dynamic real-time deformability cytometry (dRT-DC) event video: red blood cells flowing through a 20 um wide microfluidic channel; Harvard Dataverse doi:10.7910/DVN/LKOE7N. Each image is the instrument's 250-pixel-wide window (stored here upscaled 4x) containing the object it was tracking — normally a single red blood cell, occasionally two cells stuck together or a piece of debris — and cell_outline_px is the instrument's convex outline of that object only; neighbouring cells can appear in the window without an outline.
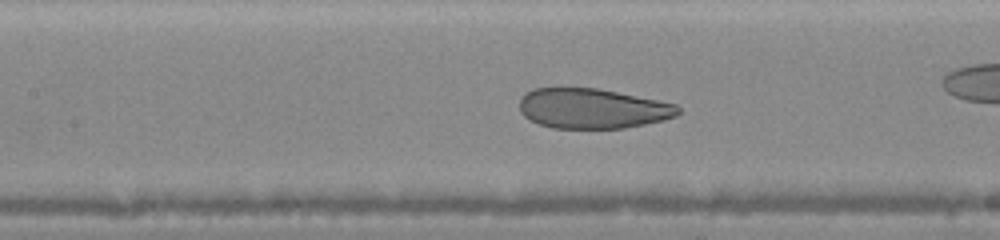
{"species": "human", "species_latin": "Homo sapiens", "temperature_condition": "warm", "stored_images_in_passage": 43, "camera_frame_rate_fps": 3000, "um_per_image_px": 0.085, "donor": {"sex": "female"}, "frame": {"image": 1, "passage_image": 20, "time_ms": 6.333, "image_size_px": [1000, 240], "cell_outline_px": [[680, 112], [676, 116], [664, 120], [624, 128], [552, 128], [540, 124], [524, 116], [520, 112], [520, 100], [524, 92], [532, 88], [596, 88], [676, 104], [680, 108]], "centroid_in_image_um": [50.34, 9.22], "position_along_channel_um": 157.1, "area_um2": 36.82}}
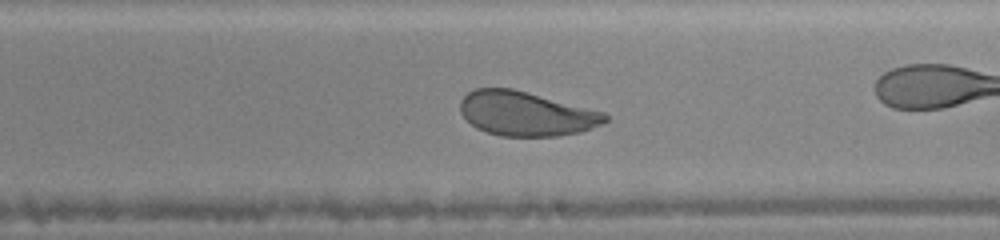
{"frame": {"image": 2, "passage_image": 26, "time_ms": 8.333, "image_size_px": [1000, 240], "cell_outline_px": [[608, 120], [600, 124], [580, 132], [556, 136], [500, 136], [476, 128], [460, 112], [460, 100], [468, 92], [476, 88], [512, 88], [604, 112], [608, 116]], "centroid_in_image_um": [44.69, 9.66], "position_along_channel_um": 244.3, "area_um2": 37.17}}
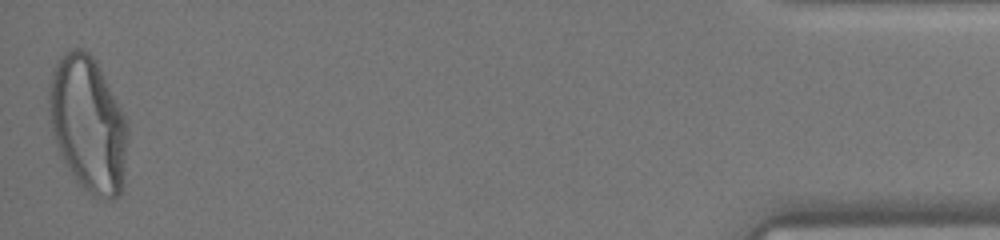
{"frame": {"image": 3, "passage_image": 43, "time_ms": 14.0, "image_size_px": [1000, 240], "cell_outline_px": [[128, 140], [120, 196], [112, 200], [108, 200], [96, 196], [84, 188], [60, 156], [52, 132], [48, 112], [48, 84], [52, 72], [60, 56], [72, 48], [80, 48], [88, 52], [96, 60], [128, 124]], "centroid_in_image_um": [7.47, 10.52], "position_along_channel_um": 427.7, "area_um2": 61.79}}